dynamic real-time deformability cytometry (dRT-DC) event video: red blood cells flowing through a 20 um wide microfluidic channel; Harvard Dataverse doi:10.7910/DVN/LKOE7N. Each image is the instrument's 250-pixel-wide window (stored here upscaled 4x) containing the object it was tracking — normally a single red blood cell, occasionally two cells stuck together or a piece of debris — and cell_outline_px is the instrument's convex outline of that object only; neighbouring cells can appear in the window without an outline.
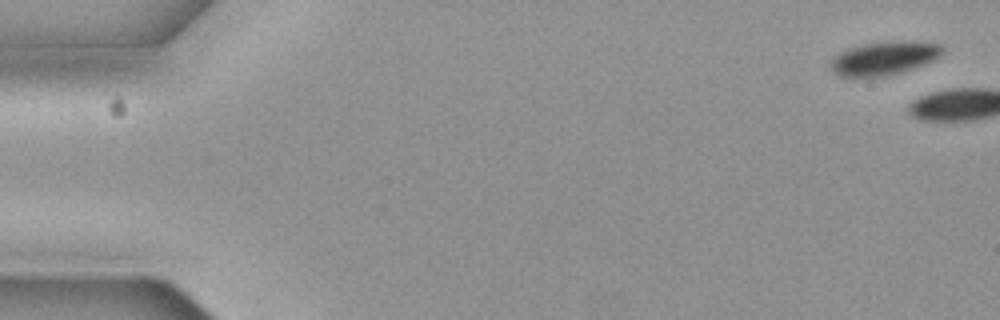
{"species": "common noctule bat (a hibernating species)", "species_latin": "Nyctalus noctula", "temperature_condition": "cold", "stored_images_in_passage": 6, "camera_frame_rate_fps": 3000, "um_per_image_px": 0.085, "animal": {"sex": "female", "body_mass_g": 19.3, "forearm_length_mm": 54.1}, "frame": {"image": 1, "passage_image": 1, "time_ms": 0.0, "image_size_px": [1000, 320], "cell_outline_px": [[944, 52], [932, 60], [924, 64], [900, 72], [884, 76], [840, 76], [832, 72], [828, 68], [832, 60], [840, 52], [848, 48], [864, 44], [892, 40], [916, 40], [940, 44], [944, 48]], "centroid_in_image_um": [75.16, 4.92], "position_along_channel_um": 9.8, "area_um2": 21.91}}